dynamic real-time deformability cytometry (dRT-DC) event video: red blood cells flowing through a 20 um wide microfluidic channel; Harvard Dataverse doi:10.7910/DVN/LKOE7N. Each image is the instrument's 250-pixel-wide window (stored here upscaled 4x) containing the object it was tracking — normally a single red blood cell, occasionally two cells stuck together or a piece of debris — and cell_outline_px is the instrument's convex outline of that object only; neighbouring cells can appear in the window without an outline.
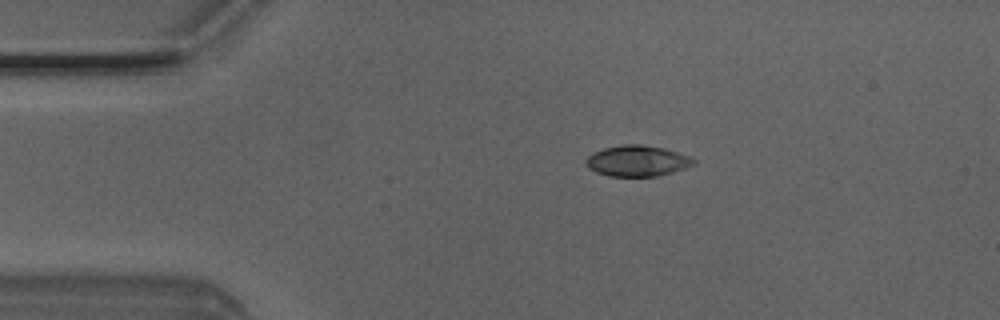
{"species": "Egyptian fruit bat (a non-hibernating species)", "species_latin": "Rousettus aegyptiacus", "temperature_condition": "room temperature", "stored_images_in_passage": 4, "camera_frame_rate_fps": 3000, "um_per_image_px": 0.085, "animal": {"sex": "male"}, "frame": {"image": 1, "passage_image": 3, "time_ms": 0.667, "image_size_px": [1000, 320], "cell_outline_px": [[696, 164], [672, 172], [656, 176], [608, 176], [596, 172], [588, 168], [584, 160], [592, 152], [604, 148], [624, 144], [640, 144], [664, 148], [688, 156], [696, 160]], "centroid_in_image_um": [54.13, 13.67], "position_along_channel_um": 30.9, "area_um2": 19.36}}